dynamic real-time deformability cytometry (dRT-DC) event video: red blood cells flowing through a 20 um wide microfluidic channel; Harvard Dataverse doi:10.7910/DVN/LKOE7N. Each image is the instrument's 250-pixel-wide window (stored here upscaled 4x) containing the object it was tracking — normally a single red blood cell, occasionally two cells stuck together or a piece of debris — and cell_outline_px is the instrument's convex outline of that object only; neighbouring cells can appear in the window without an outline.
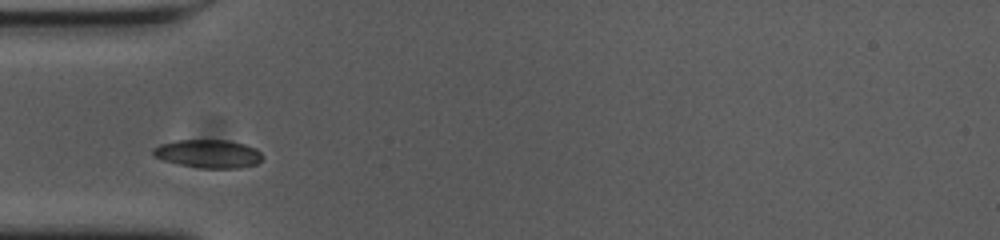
{"species": "common noctule bat (a hibernating species)", "species_latin": "Nyctalus noctula", "temperature_condition": "cold", "stored_images_in_passage": 29, "camera_frame_rate_fps": 3000, "um_per_image_px": 0.085, "animal": {"sex": "female", "body_mass_g": 23.0, "forearm_length_mm": 53.4}, "frame": {"image": 1, "passage_image": 1, "time_ms": 0.0, "image_size_px": [1000, 240], "cell_outline_px": [[264, 156], [256, 164], [240, 168], [200, 168], [176, 164], [164, 160], [156, 156], [152, 152], [152, 148], [160, 144], [176, 140], [228, 140], [244, 144], [256, 148]], "centroid_in_image_um": [17.71, 13.07], "position_along_channel_um": 67.3, "area_um2": 18.09}}
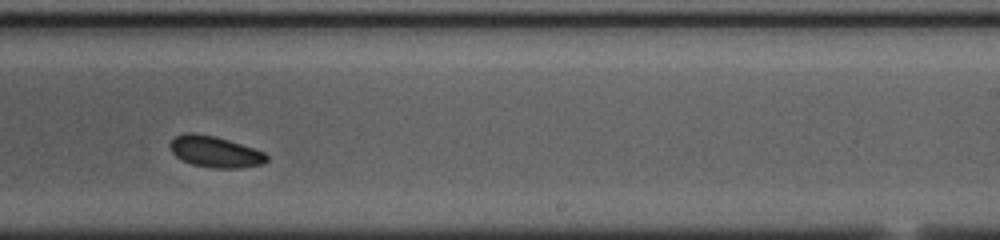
{"frame": {"image": 2, "passage_image": 18, "time_ms": 5.667, "image_size_px": [1000, 240], "cell_outline_px": [[268, 160], [264, 164], [240, 168], [212, 168], [192, 164], [176, 156], [172, 152], [168, 144], [176, 136], [188, 132], [192, 132], [216, 136], [264, 152], [268, 156]], "centroid_in_image_um": [18.29, 12.9], "position_along_channel_um": 270.7, "area_um2": 17.51}}
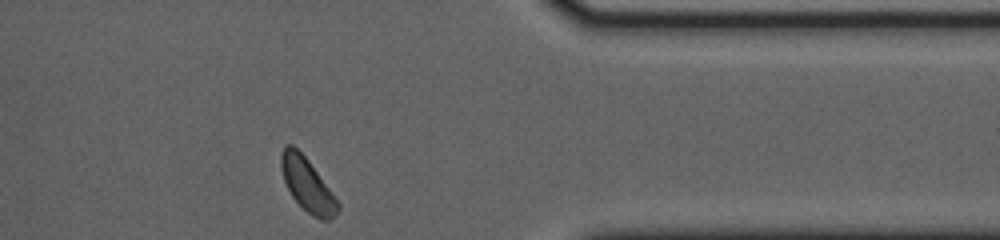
{"frame": {"image": 3, "passage_image": 29, "time_ms": 9.333, "image_size_px": [1000, 240], "cell_outline_px": [[340, 208], [328, 220], [320, 220], [312, 216], [292, 196], [284, 180], [280, 164], [280, 156], [284, 144], [292, 144], [308, 160], [340, 204]], "centroid_in_image_um": [26.1, 15.68], "position_along_channel_um": 385.3, "area_um2": 17.17}, "authors_computed_cell_mechanics": {"area_um2": 17.5712, "velocity_mm_per_s": 3.5989, "shape_relaxation_time_tau1_ms": 3.5605, "shape_relaxation_time_tau2_ms": null, "deformation_change_tau1": 0.0686, "deformation_change_tau2": null}}